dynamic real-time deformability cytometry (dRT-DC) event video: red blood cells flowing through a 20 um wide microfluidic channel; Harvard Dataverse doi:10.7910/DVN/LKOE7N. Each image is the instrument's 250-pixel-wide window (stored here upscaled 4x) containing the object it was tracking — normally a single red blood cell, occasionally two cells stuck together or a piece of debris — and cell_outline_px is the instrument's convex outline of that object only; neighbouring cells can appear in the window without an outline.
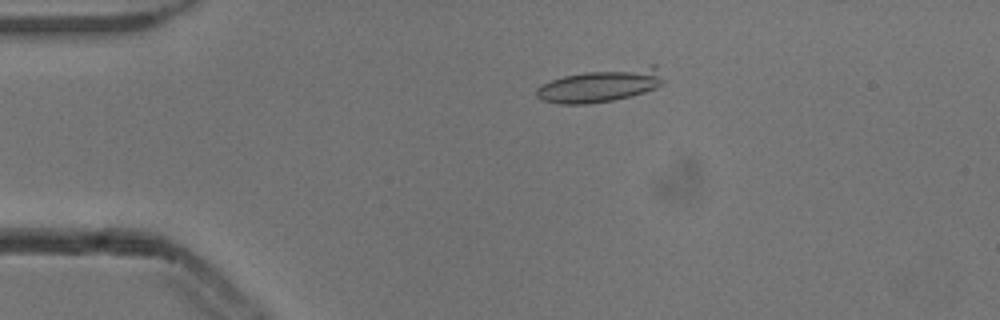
{"species": "common noctule bat (a hibernating species)", "species_latin": "Nyctalus noctula", "temperature_condition": "cold", "stored_images_in_passage": 8, "camera_frame_rate_fps": 3000, "um_per_image_px": 0.085, "animal": {"sex": "male", "body_mass_g": 13.3}, "frame": {"image": 1, "passage_image": 1, "time_ms": 0.0, "image_size_px": [1000, 320], "cell_outline_px": [[664, 80], [656, 88], [632, 96], [612, 100], [588, 104], [560, 104], [540, 100], [536, 96], [536, 88], [552, 80], [564, 76], [584, 72], [652, 64], [656, 64]], "centroid_in_image_um": [51.07, 7.25], "position_along_channel_um": 33.9, "area_um2": 24.68}}
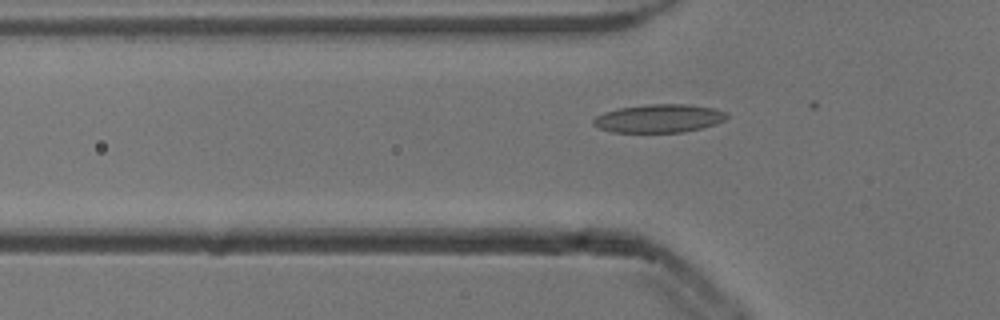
{"frame": {"image": 2, "passage_image": 7, "time_ms": 2.0, "image_size_px": [1000, 320], "cell_outline_px": [[728, 116], [724, 120], [716, 124], [684, 132], [612, 132], [600, 128], [592, 124], [592, 120], [596, 116], [604, 112], [616, 108], [648, 104], [688, 104], [712, 108], [728, 112]], "centroid_in_image_um": [56.0, 10.06], "position_along_channel_um": 69.8, "area_um2": 22.08}}